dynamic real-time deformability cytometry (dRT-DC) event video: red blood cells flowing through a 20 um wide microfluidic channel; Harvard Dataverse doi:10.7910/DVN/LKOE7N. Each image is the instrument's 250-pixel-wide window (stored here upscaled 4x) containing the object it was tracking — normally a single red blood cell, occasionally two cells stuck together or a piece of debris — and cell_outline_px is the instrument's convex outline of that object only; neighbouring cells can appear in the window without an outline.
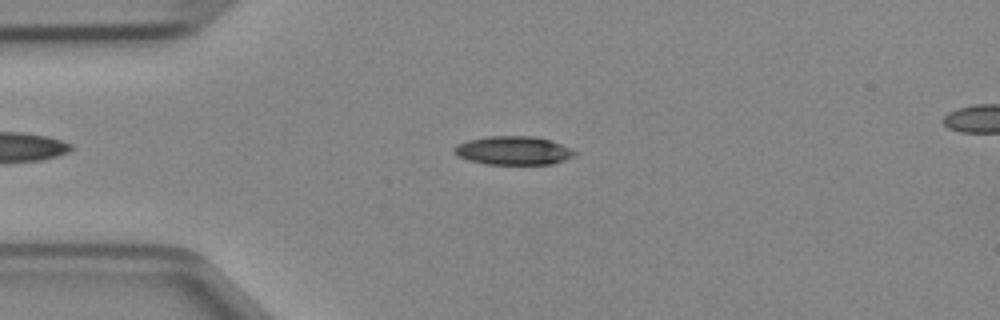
{"species": "Egyptian fruit bat (a non-hibernating species)", "species_latin": "Rousettus aegyptiacus", "temperature_condition": "cold", "stored_images_in_passage": 38, "camera_frame_rate_fps": 3000, "um_per_image_px": 0.085, "animal": {"sex": "female"}, "frame": {"image": 1, "passage_image": 6, "time_ms": 1.667, "image_size_px": [1000, 320], "cell_outline_px": [[576, 152], [572, 156], [564, 160], [552, 164], [484, 164], [468, 160], [456, 156], [452, 152], [452, 148], [456, 144], [468, 140], [488, 136], [532, 136], [552, 140], [572, 148]], "centroid_in_image_um": [43.59, 12.79], "position_along_channel_um": 41.4, "area_um2": 20.29}}
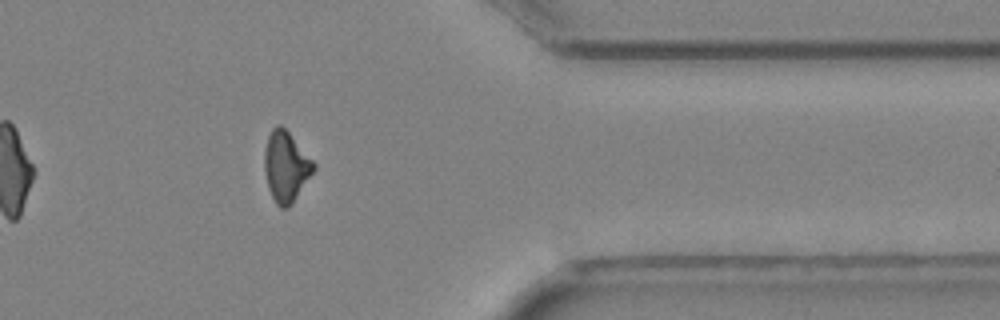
{"frame": {"image": 2, "passage_image": 33, "time_ms": 10.667, "image_size_px": [1000, 320], "cell_outline_px": [[316, 168], [288, 208], [280, 208], [276, 204], [268, 188], [264, 172], [264, 152], [268, 136], [272, 128], [276, 124], [280, 124], [288, 132], [316, 164]], "centroid_in_image_um": [24.28, 14.15], "position_along_channel_um": 387.1, "area_um2": 20.0}}